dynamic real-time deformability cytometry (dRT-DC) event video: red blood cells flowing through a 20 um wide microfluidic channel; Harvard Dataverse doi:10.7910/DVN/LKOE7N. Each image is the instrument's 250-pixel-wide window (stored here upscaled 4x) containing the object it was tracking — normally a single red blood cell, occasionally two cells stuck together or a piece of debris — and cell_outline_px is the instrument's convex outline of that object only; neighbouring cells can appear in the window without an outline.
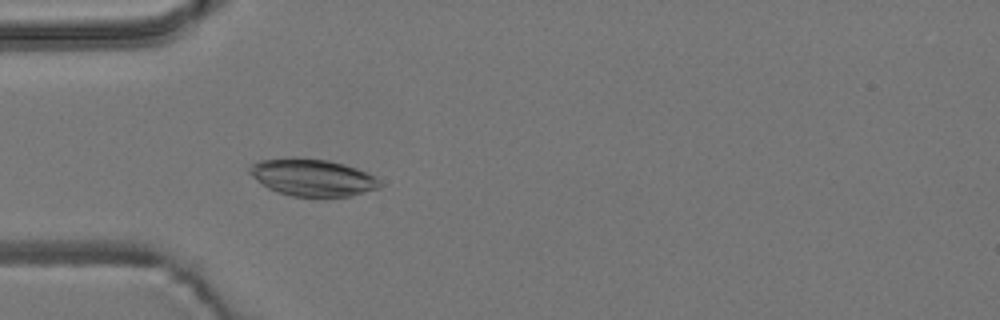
{"species": "common noctule bat (a hibernating species)", "species_latin": "Nyctalus noctula", "temperature_condition": "room temperature", "stored_images_in_passage": 52, "camera_frame_rate_fps": 3000, "um_per_image_px": 0.085, "animal": {"sex": "male", "body_mass_g": 19.2, "forearm_length_mm": 51.8}, "frame": {"image": 1, "passage_image": 13, "time_ms": 4.0, "image_size_px": [1000, 320], "cell_outline_px": [[384, 184], [380, 188], [352, 196], [324, 200], [320, 200], [292, 196], [268, 188], [256, 180], [248, 172], [248, 168], [252, 164], [260, 160], [292, 156], [328, 160], [344, 164], [368, 172], [380, 180]], "centroid_in_image_um": [26.6, 15.12], "position_along_channel_um": 58.4, "area_um2": 29.36}}
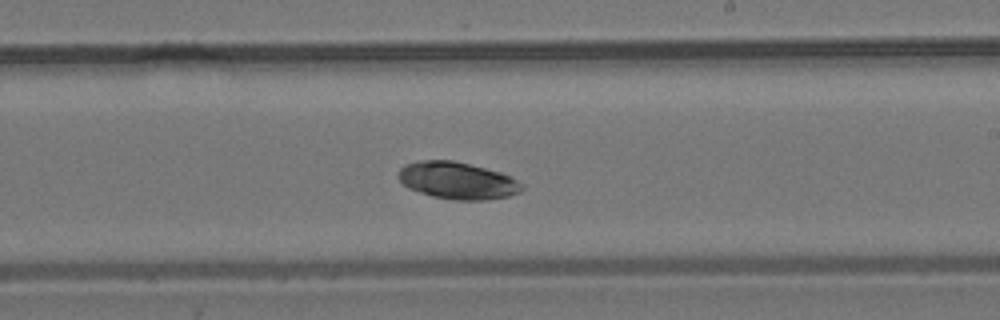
{"frame": {"image": 2, "passage_image": 29, "time_ms": 9.333, "image_size_px": [1000, 320], "cell_outline_px": [[524, 188], [520, 192], [508, 196], [484, 200], [452, 200], [432, 196], [408, 188], [396, 176], [400, 168], [404, 164], [420, 160], [452, 160], [500, 172], [512, 176], [524, 184]], "centroid_in_image_um": [38.88, 15.35], "position_along_channel_um": 250.1, "area_um2": 26.82}}
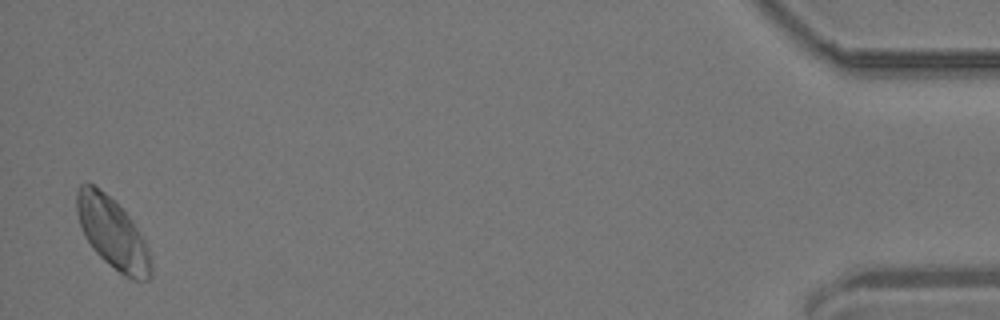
{"frame": {"image": 3, "passage_image": 51, "time_ms": 16.667, "image_size_px": [1000, 320], "cell_outline_px": [[152, 276], [148, 280], [132, 280], [124, 276], [108, 264], [92, 248], [84, 236], [76, 212], [76, 192], [80, 184], [92, 184], [104, 192], [128, 216], [144, 240], [148, 248], [152, 264]], "centroid_in_image_um": [9.56, 19.86], "position_along_channel_um": 425.6, "area_um2": 30.35}, "authors_computed_cell_mechanics": {"area_um2": 26.9926, "velocity_mm_per_s": 3.6626, "shape_relaxation_time_tau1_ms": 0.5028, "shape_relaxation_time_tau2_ms": null, "deformation_change_tau1": 0.0219, "deformation_change_tau2": null}}